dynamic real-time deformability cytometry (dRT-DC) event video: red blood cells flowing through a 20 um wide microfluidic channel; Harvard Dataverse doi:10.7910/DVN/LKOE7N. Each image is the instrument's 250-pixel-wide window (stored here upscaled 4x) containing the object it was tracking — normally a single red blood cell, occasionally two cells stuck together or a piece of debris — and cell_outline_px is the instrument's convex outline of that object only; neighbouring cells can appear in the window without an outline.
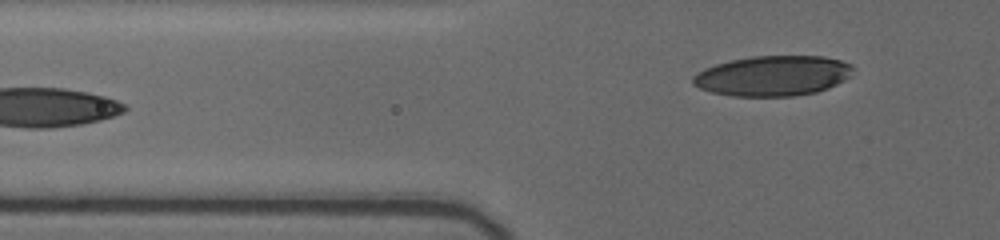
{"species": "human", "species_latin": "Homo sapiens", "temperature_condition": "cold", "stored_images_in_passage": 5, "segment_of_instrument_passage": [2, 2], "camera_frame_rate_fps": 3000, "um_per_image_px": 0.085, "donor": {"sex": "female"}, "frame": {"image": 1, "passage_image": 5, "time_ms": 2.333, "image_size_px": [1000, 240], "cell_outline_px": [[852, 76], [828, 88], [816, 92], [796, 96], [732, 96], [712, 92], [700, 88], [692, 84], [692, 76], [696, 72], [704, 68], [716, 64], [732, 60], [752, 56], [824, 56], [840, 60], [852, 64]], "centroid_in_image_um": [65.69, 6.44], "position_along_channel_um": 60.1, "area_um2": 37.69}}